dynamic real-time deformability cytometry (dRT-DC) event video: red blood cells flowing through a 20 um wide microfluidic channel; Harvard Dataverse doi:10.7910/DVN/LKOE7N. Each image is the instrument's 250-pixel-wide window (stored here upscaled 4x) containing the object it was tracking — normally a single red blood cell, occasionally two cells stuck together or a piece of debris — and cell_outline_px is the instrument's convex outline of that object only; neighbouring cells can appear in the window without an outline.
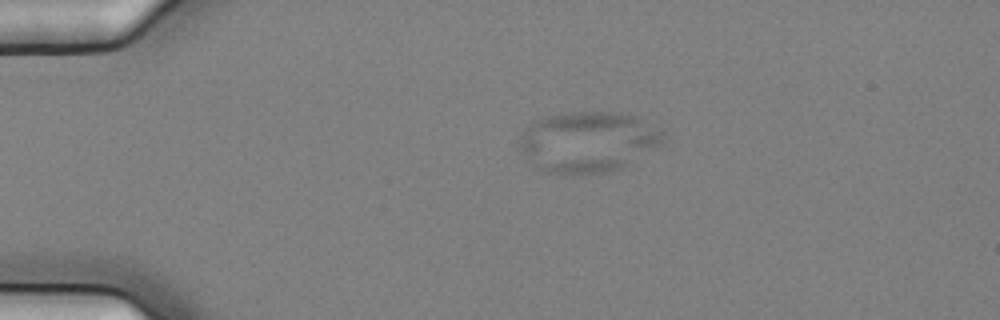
{"species": "common noctule bat (a hibernating species)", "species_latin": "Nyctalus noctula", "temperature_condition": "cold", "stored_images_in_passage": 4, "camera_frame_rate_fps": 3000, "um_per_image_px": 0.085, "animal": {"sex": "female", "body_mass_g": 25.1}, "frame": {"image": 1, "passage_image": 3, "time_ms": 0.667, "image_size_px": [1000, 320], "cell_outline_px": [[664, 144], [620, 168], [604, 172], [548, 172], [536, 168], [528, 160], [520, 148], [520, 136], [536, 120], [548, 116], [576, 112], [620, 112], [636, 116], [660, 132]], "centroid_in_image_um": [49.97, 12.04], "position_along_channel_um": 35.0, "area_um2": 49.59}}